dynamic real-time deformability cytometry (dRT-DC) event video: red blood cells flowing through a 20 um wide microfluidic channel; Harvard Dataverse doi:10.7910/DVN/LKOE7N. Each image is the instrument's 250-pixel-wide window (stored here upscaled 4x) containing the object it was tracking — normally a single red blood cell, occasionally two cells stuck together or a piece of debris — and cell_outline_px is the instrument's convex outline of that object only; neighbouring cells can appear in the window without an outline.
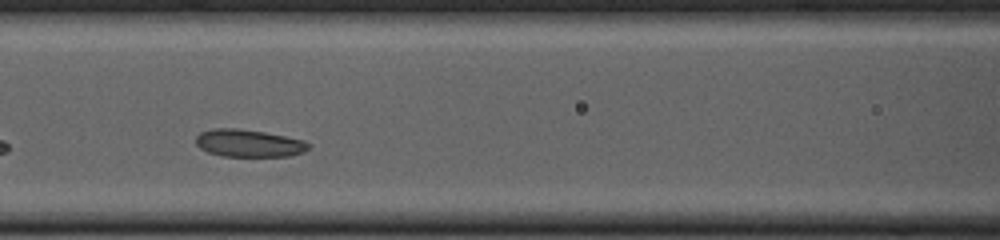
{"species": "common noctule bat (a hibernating species)", "species_latin": "Nyctalus noctula", "temperature_condition": "cold", "stored_images_in_passage": 29, "camera_frame_rate_fps": 3000, "um_per_image_px": 0.085, "animal": {"sex": "female", "body_mass_g": 23.0, "forearm_length_mm": 53.4}, "frame": {"image": 1, "passage_image": 9, "time_ms": 2.667, "image_size_px": [1000, 240], "cell_outline_px": [[312, 144], [304, 152], [288, 156], [224, 156], [208, 152], [200, 148], [196, 144], [196, 136], [200, 132], [216, 128], [236, 128], [264, 132], [304, 140]], "centroid_in_image_um": [21.15, 12.17], "position_along_channel_um": 145.4, "area_um2": 17.98}, "authors_computed_cell_mechanics": {"area_um2": 18.0914, "velocity_mm_per_s": 3.6875, "shape_relaxation_time_tau1_ms": null, "shape_relaxation_time_tau2_ms": 1.3976, "deformation_change_tau1": null, "deformation_change_tau2": 0.0584}}